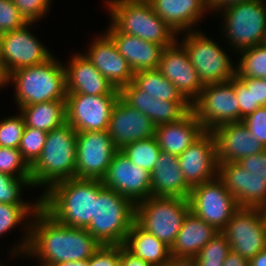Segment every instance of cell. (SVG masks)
I'll return each instance as SVG.
<instances>
[{"label": "cell", "instance_id": "ee69618b", "mask_svg": "<svg viewBox=\"0 0 266 266\" xmlns=\"http://www.w3.org/2000/svg\"><path fill=\"white\" fill-rule=\"evenodd\" d=\"M27 22H37L49 11L51 0H12ZM44 16V17H43Z\"/></svg>", "mask_w": 266, "mask_h": 266}, {"label": "cell", "instance_id": "ffe728a7", "mask_svg": "<svg viewBox=\"0 0 266 266\" xmlns=\"http://www.w3.org/2000/svg\"><path fill=\"white\" fill-rule=\"evenodd\" d=\"M217 177L239 207L260 208L266 204V179L253 176L237 162L218 163Z\"/></svg>", "mask_w": 266, "mask_h": 266}, {"label": "cell", "instance_id": "8992f818", "mask_svg": "<svg viewBox=\"0 0 266 266\" xmlns=\"http://www.w3.org/2000/svg\"><path fill=\"white\" fill-rule=\"evenodd\" d=\"M110 20L120 32L168 47L178 38L174 31L155 13L148 1H105Z\"/></svg>", "mask_w": 266, "mask_h": 266}, {"label": "cell", "instance_id": "f907efd6", "mask_svg": "<svg viewBox=\"0 0 266 266\" xmlns=\"http://www.w3.org/2000/svg\"><path fill=\"white\" fill-rule=\"evenodd\" d=\"M245 1L248 0H207L206 2L209 11L211 12L216 11V13H218L219 11L227 7L240 4L241 2Z\"/></svg>", "mask_w": 266, "mask_h": 266}, {"label": "cell", "instance_id": "f546056e", "mask_svg": "<svg viewBox=\"0 0 266 266\" xmlns=\"http://www.w3.org/2000/svg\"><path fill=\"white\" fill-rule=\"evenodd\" d=\"M25 126L46 132L66 123V101H48L19 108Z\"/></svg>", "mask_w": 266, "mask_h": 266}, {"label": "cell", "instance_id": "484cf974", "mask_svg": "<svg viewBox=\"0 0 266 266\" xmlns=\"http://www.w3.org/2000/svg\"><path fill=\"white\" fill-rule=\"evenodd\" d=\"M191 187L186 183L178 156L160 152L151 172V196L189 198Z\"/></svg>", "mask_w": 266, "mask_h": 266}, {"label": "cell", "instance_id": "c3c4849f", "mask_svg": "<svg viewBox=\"0 0 266 266\" xmlns=\"http://www.w3.org/2000/svg\"><path fill=\"white\" fill-rule=\"evenodd\" d=\"M253 107L266 106V79L252 78Z\"/></svg>", "mask_w": 266, "mask_h": 266}, {"label": "cell", "instance_id": "8d00e7d4", "mask_svg": "<svg viewBox=\"0 0 266 266\" xmlns=\"http://www.w3.org/2000/svg\"><path fill=\"white\" fill-rule=\"evenodd\" d=\"M230 251L228 240L219 232L194 257L196 266H222Z\"/></svg>", "mask_w": 266, "mask_h": 266}, {"label": "cell", "instance_id": "91938a15", "mask_svg": "<svg viewBox=\"0 0 266 266\" xmlns=\"http://www.w3.org/2000/svg\"><path fill=\"white\" fill-rule=\"evenodd\" d=\"M39 266H51V265H47V264L40 263Z\"/></svg>", "mask_w": 266, "mask_h": 266}, {"label": "cell", "instance_id": "9c48e42d", "mask_svg": "<svg viewBox=\"0 0 266 266\" xmlns=\"http://www.w3.org/2000/svg\"><path fill=\"white\" fill-rule=\"evenodd\" d=\"M180 42L186 49L203 85L228 82L236 76V67L229 55L213 39L199 30L182 33Z\"/></svg>", "mask_w": 266, "mask_h": 266}, {"label": "cell", "instance_id": "9f6ffc18", "mask_svg": "<svg viewBox=\"0 0 266 266\" xmlns=\"http://www.w3.org/2000/svg\"><path fill=\"white\" fill-rule=\"evenodd\" d=\"M53 266H89L88 265V260H84V261H69V262H64V263H57Z\"/></svg>", "mask_w": 266, "mask_h": 266}, {"label": "cell", "instance_id": "7dc6e473", "mask_svg": "<svg viewBox=\"0 0 266 266\" xmlns=\"http://www.w3.org/2000/svg\"><path fill=\"white\" fill-rule=\"evenodd\" d=\"M237 163L253 176L266 179V149L261 153L243 157Z\"/></svg>", "mask_w": 266, "mask_h": 266}, {"label": "cell", "instance_id": "d4e9b609", "mask_svg": "<svg viewBox=\"0 0 266 266\" xmlns=\"http://www.w3.org/2000/svg\"><path fill=\"white\" fill-rule=\"evenodd\" d=\"M148 2L176 35H180L183 31L186 33L195 30L196 23L209 12L206 0H148Z\"/></svg>", "mask_w": 266, "mask_h": 266}, {"label": "cell", "instance_id": "db71d44e", "mask_svg": "<svg viewBox=\"0 0 266 266\" xmlns=\"http://www.w3.org/2000/svg\"><path fill=\"white\" fill-rule=\"evenodd\" d=\"M248 262L249 266H266V248L258 252Z\"/></svg>", "mask_w": 266, "mask_h": 266}, {"label": "cell", "instance_id": "f5cc1de1", "mask_svg": "<svg viewBox=\"0 0 266 266\" xmlns=\"http://www.w3.org/2000/svg\"><path fill=\"white\" fill-rule=\"evenodd\" d=\"M164 266H196L194 257H177L170 255Z\"/></svg>", "mask_w": 266, "mask_h": 266}, {"label": "cell", "instance_id": "e575fe53", "mask_svg": "<svg viewBox=\"0 0 266 266\" xmlns=\"http://www.w3.org/2000/svg\"><path fill=\"white\" fill-rule=\"evenodd\" d=\"M31 178H16L0 172V203L12 205H41V197L34 203L23 201L22 192L24 187H31Z\"/></svg>", "mask_w": 266, "mask_h": 266}, {"label": "cell", "instance_id": "e0dca14e", "mask_svg": "<svg viewBox=\"0 0 266 266\" xmlns=\"http://www.w3.org/2000/svg\"><path fill=\"white\" fill-rule=\"evenodd\" d=\"M181 171L192 188L211 181L218 175L216 141L210 131H205L179 156Z\"/></svg>", "mask_w": 266, "mask_h": 266}, {"label": "cell", "instance_id": "7a4b0ae2", "mask_svg": "<svg viewBox=\"0 0 266 266\" xmlns=\"http://www.w3.org/2000/svg\"><path fill=\"white\" fill-rule=\"evenodd\" d=\"M40 197L41 207L57 222L86 229L94 217L98 180L76 177L63 180L53 184Z\"/></svg>", "mask_w": 266, "mask_h": 266}, {"label": "cell", "instance_id": "681fc988", "mask_svg": "<svg viewBox=\"0 0 266 266\" xmlns=\"http://www.w3.org/2000/svg\"><path fill=\"white\" fill-rule=\"evenodd\" d=\"M119 266H152L145 260L132 255L123 245H120Z\"/></svg>", "mask_w": 266, "mask_h": 266}, {"label": "cell", "instance_id": "cb8c5ba5", "mask_svg": "<svg viewBox=\"0 0 266 266\" xmlns=\"http://www.w3.org/2000/svg\"><path fill=\"white\" fill-rule=\"evenodd\" d=\"M105 33L127 60L133 73L158 69L163 46L120 32L112 23Z\"/></svg>", "mask_w": 266, "mask_h": 266}, {"label": "cell", "instance_id": "4dcf8cb0", "mask_svg": "<svg viewBox=\"0 0 266 266\" xmlns=\"http://www.w3.org/2000/svg\"><path fill=\"white\" fill-rule=\"evenodd\" d=\"M41 207V205H12V204H4L0 203V236H3V234L9 232L13 227H18L19 224L23 223V227L25 230V237L23 236L18 242V244L15 245V247L11 248V256L16 254L19 255L25 254V251L28 246L29 237H30V227H31V221H28L24 223V221L30 220V216H33L34 213Z\"/></svg>", "mask_w": 266, "mask_h": 266}, {"label": "cell", "instance_id": "ac0fdd59", "mask_svg": "<svg viewBox=\"0 0 266 266\" xmlns=\"http://www.w3.org/2000/svg\"><path fill=\"white\" fill-rule=\"evenodd\" d=\"M158 70L176 86L190 104L201 94L204 85L180 40L178 42L177 39L163 49Z\"/></svg>", "mask_w": 266, "mask_h": 266}, {"label": "cell", "instance_id": "816d5d0a", "mask_svg": "<svg viewBox=\"0 0 266 266\" xmlns=\"http://www.w3.org/2000/svg\"><path fill=\"white\" fill-rule=\"evenodd\" d=\"M222 266H249V262L237 252L231 250Z\"/></svg>", "mask_w": 266, "mask_h": 266}, {"label": "cell", "instance_id": "7c38bea8", "mask_svg": "<svg viewBox=\"0 0 266 266\" xmlns=\"http://www.w3.org/2000/svg\"><path fill=\"white\" fill-rule=\"evenodd\" d=\"M221 233L231 250L248 261L266 248V226L259 208L239 207Z\"/></svg>", "mask_w": 266, "mask_h": 266}, {"label": "cell", "instance_id": "3957f363", "mask_svg": "<svg viewBox=\"0 0 266 266\" xmlns=\"http://www.w3.org/2000/svg\"><path fill=\"white\" fill-rule=\"evenodd\" d=\"M77 132L66 122L47 132L38 159L30 166L32 187H46L76 177ZM40 185V186H39Z\"/></svg>", "mask_w": 266, "mask_h": 266}, {"label": "cell", "instance_id": "5bb4252c", "mask_svg": "<svg viewBox=\"0 0 266 266\" xmlns=\"http://www.w3.org/2000/svg\"><path fill=\"white\" fill-rule=\"evenodd\" d=\"M117 151L108 131L77 132L76 178L102 180Z\"/></svg>", "mask_w": 266, "mask_h": 266}, {"label": "cell", "instance_id": "60d3db41", "mask_svg": "<svg viewBox=\"0 0 266 266\" xmlns=\"http://www.w3.org/2000/svg\"><path fill=\"white\" fill-rule=\"evenodd\" d=\"M120 97L131 107L139 110L152 120L153 97L140 90L133 82L120 90Z\"/></svg>", "mask_w": 266, "mask_h": 266}, {"label": "cell", "instance_id": "f6af8a7d", "mask_svg": "<svg viewBox=\"0 0 266 266\" xmlns=\"http://www.w3.org/2000/svg\"><path fill=\"white\" fill-rule=\"evenodd\" d=\"M250 132L251 136L266 147V106L258 107L252 114L242 119Z\"/></svg>", "mask_w": 266, "mask_h": 266}, {"label": "cell", "instance_id": "7bdbcfd3", "mask_svg": "<svg viewBox=\"0 0 266 266\" xmlns=\"http://www.w3.org/2000/svg\"><path fill=\"white\" fill-rule=\"evenodd\" d=\"M28 23L12 0H0V32L21 28Z\"/></svg>", "mask_w": 266, "mask_h": 266}, {"label": "cell", "instance_id": "d6a6232c", "mask_svg": "<svg viewBox=\"0 0 266 266\" xmlns=\"http://www.w3.org/2000/svg\"><path fill=\"white\" fill-rule=\"evenodd\" d=\"M236 76L266 79V43L237 52ZM240 53V54H239Z\"/></svg>", "mask_w": 266, "mask_h": 266}, {"label": "cell", "instance_id": "9a60e30c", "mask_svg": "<svg viewBox=\"0 0 266 266\" xmlns=\"http://www.w3.org/2000/svg\"><path fill=\"white\" fill-rule=\"evenodd\" d=\"M32 24L28 22L21 28L2 33L0 61L8 73L43 63L53 55L30 32Z\"/></svg>", "mask_w": 266, "mask_h": 266}, {"label": "cell", "instance_id": "83f0119b", "mask_svg": "<svg viewBox=\"0 0 266 266\" xmlns=\"http://www.w3.org/2000/svg\"><path fill=\"white\" fill-rule=\"evenodd\" d=\"M220 231L189 211L183 220L182 228L170 248V255L195 257L199 251Z\"/></svg>", "mask_w": 266, "mask_h": 266}, {"label": "cell", "instance_id": "f35d334b", "mask_svg": "<svg viewBox=\"0 0 266 266\" xmlns=\"http://www.w3.org/2000/svg\"><path fill=\"white\" fill-rule=\"evenodd\" d=\"M0 172L16 178H31V170L17 148L0 147Z\"/></svg>", "mask_w": 266, "mask_h": 266}, {"label": "cell", "instance_id": "603a6c76", "mask_svg": "<svg viewBox=\"0 0 266 266\" xmlns=\"http://www.w3.org/2000/svg\"><path fill=\"white\" fill-rule=\"evenodd\" d=\"M216 141L218 163L238 162L263 152L264 147L243 122L224 124L211 131Z\"/></svg>", "mask_w": 266, "mask_h": 266}, {"label": "cell", "instance_id": "2e32d148", "mask_svg": "<svg viewBox=\"0 0 266 266\" xmlns=\"http://www.w3.org/2000/svg\"><path fill=\"white\" fill-rule=\"evenodd\" d=\"M101 181L134 204L151 196V173L133 164L121 150L114 154Z\"/></svg>", "mask_w": 266, "mask_h": 266}, {"label": "cell", "instance_id": "bcb514c9", "mask_svg": "<svg viewBox=\"0 0 266 266\" xmlns=\"http://www.w3.org/2000/svg\"><path fill=\"white\" fill-rule=\"evenodd\" d=\"M120 245H101L95 254L88 259L89 266H118Z\"/></svg>", "mask_w": 266, "mask_h": 266}, {"label": "cell", "instance_id": "836d02e7", "mask_svg": "<svg viewBox=\"0 0 266 266\" xmlns=\"http://www.w3.org/2000/svg\"><path fill=\"white\" fill-rule=\"evenodd\" d=\"M130 161L148 172H152L161 149L155 137L132 142L121 149Z\"/></svg>", "mask_w": 266, "mask_h": 266}, {"label": "cell", "instance_id": "5b68a950", "mask_svg": "<svg viewBox=\"0 0 266 266\" xmlns=\"http://www.w3.org/2000/svg\"><path fill=\"white\" fill-rule=\"evenodd\" d=\"M135 221V204L98 180L94 217L86 230L101 245H123Z\"/></svg>", "mask_w": 266, "mask_h": 266}, {"label": "cell", "instance_id": "74e56055", "mask_svg": "<svg viewBox=\"0 0 266 266\" xmlns=\"http://www.w3.org/2000/svg\"><path fill=\"white\" fill-rule=\"evenodd\" d=\"M46 135V131L25 126L18 149L29 166L40 156L46 142Z\"/></svg>", "mask_w": 266, "mask_h": 266}, {"label": "cell", "instance_id": "277c9868", "mask_svg": "<svg viewBox=\"0 0 266 266\" xmlns=\"http://www.w3.org/2000/svg\"><path fill=\"white\" fill-rule=\"evenodd\" d=\"M52 55L47 61L9 73L17 108L48 101H66L64 65Z\"/></svg>", "mask_w": 266, "mask_h": 266}, {"label": "cell", "instance_id": "1f68e13d", "mask_svg": "<svg viewBox=\"0 0 266 266\" xmlns=\"http://www.w3.org/2000/svg\"><path fill=\"white\" fill-rule=\"evenodd\" d=\"M148 95L164 101H187L176 86L165 78L158 69L135 73L132 81Z\"/></svg>", "mask_w": 266, "mask_h": 266}, {"label": "cell", "instance_id": "ba28073f", "mask_svg": "<svg viewBox=\"0 0 266 266\" xmlns=\"http://www.w3.org/2000/svg\"><path fill=\"white\" fill-rule=\"evenodd\" d=\"M223 36L234 52L254 47L266 41V2L248 0L221 11ZM225 34V35H224ZM234 47V48H233ZM238 51H237V50Z\"/></svg>", "mask_w": 266, "mask_h": 266}, {"label": "cell", "instance_id": "52a82bcc", "mask_svg": "<svg viewBox=\"0 0 266 266\" xmlns=\"http://www.w3.org/2000/svg\"><path fill=\"white\" fill-rule=\"evenodd\" d=\"M189 211L186 198L150 196L135 204V221L171 248Z\"/></svg>", "mask_w": 266, "mask_h": 266}, {"label": "cell", "instance_id": "6f0895ef", "mask_svg": "<svg viewBox=\"0 0 266 266\" xmlns=\"http://www.w3.org/2000/svg\"><path fill=\"white\" fill-rule=\"evenodd\" d=\"M259 209H260V212L262 214V218L264 220V224L266 226V204L262 205Z\"/></svg>", "mask_w": 266, "mask_h": 266}, {"label": "cell", "instance_id": "680465c9", "mask_svg": "<svg viewBox=\"0 0 266 266\" xmlns=\"http://www.w3.org/2000/svg\"><path fill=\"white\" fill-rule=\"evenodd\" d=\"M1 45H2V33L0 32V55H1Z\"/></svg>", "mask_w": 266, "mask_h": 266}, {"label": "cell", "instance_id": "d6986e66", "mask_svg": "<svg viewBox=\"0 0 266 266\" xmlns=\"http://www.w3.org/2000/svg\"><path fill=\"white\" fill-rule=\"evenodd\" d=\"M107 131L116 148L121 150L132 142L155 137L156 125L147 115L119 97L113 107Z\"/></svg>", "mask_w": 266, "mask_h": 266}, {"label": "cell", "instance_id": "6da1fadb", "mask_svg": "<svg viewBox=\"0 0 266 266\" xmlns=\"http://www.w3.org/2000/svg\"><path fill=\"white\" fill-rule=\"evenodd\" d=\"M31 219L25 255L35 256L39 263L53 266L57 263L88 260L101 247L86 229L63 225L42 207Z\"/></svg>", "mask_w": 266, "mask_h": 266}, {"label": "cell", "instance_id": "d590c367", "mask_svg": "<svg viewBox=\"0 0 266 266\" xmlns=\"http://www.w3.org/2000/svg\"><path fill=\"white\" fill-rule=\"evenodd\" d=\"M192 110L188 101H164L153 99L152 121L158 126L176 122Z\"/></svg>", "mask_w": 266, "mask_h": 266}, {"label": "cell", "instance_id": "7402d4cb", "mask_svg": "<svg viewBox=\"0 0 266 266\" xmlns=\"http://www.w3.org/2000/svg\"><path fill=\"white\" fill-rule=\"evenodd\" d=\"M64 64L67 94L120 95L85 54L76 53Z\"/></svg>", "mask_w": 266, "mask_h": 266}, {"label": "cell", "instance_id": "4316f807", "mask_svg": "<svg viewBox=\"0 0 266 266\" xmlns=\"http://www.w3.org/2000/svg\"><path fill=\"white\" fill-rule=\"evenodd\" d=\"M205 132L191 110L176 122L156 126L155 138L162 152L179 156Z\"/></svg>", "mask_w": 266, "mask_h": 266}, {"label": "cell", "instance_id": "11a10c76", "mask_svg": "<svg viewBox=\"0 0 266 266\" xmlns=\"http://www.w3.org/2000/svg\"><path fill=\"white\" fill-rule=\"evenodd\" d=\"M9 83V73L7 72L5 65L0 61V87H4ZM1 89V88H0Z\"/></svg>", "mask_w": 266, "mask_h": 266}, {"label": "cell", "instance_id": "30bf717a", "mask_svg": "<svg viewBox=\"0 0 266 266\" xmlns=\"http://www.w3.org/2000/svg\"><path fill=\"white\" fill-rule=\"evenodd\" d=\"M191 108L205 131L211 132L224 124L239 122V103L235 94L234 78L228 82L204 85Z\"/></svg>", "mask_w": 266, "mask_h": 266}, {"label": "cell", "instance_id": "4fadbf2b", "mask_svg": "<svg viewBox=\"0 0 266 266\" xmlns=\"http://www.w3.org/2000/svg\"><path fill=\"white\" fill-rule=\"evenodd\" d=\"M120 95H66V122L76 131H107Z\"/></svg>", "mask_w": 266, "mask_h": 266}, {"label": "cell", "instance_id": "ab89813d", "mask_svg": "<svg viewBox=\"0 0 266 266\" xmlns=\"http://www.w3.org/2000/svg\"><path fill=\"white\" fill-rule=\"evenodd\" d=\"M25 129L24 117L21 113L8 116L0 121V147L17 148Z\"/></svg>", "mask_w": 266, "mask_h": 266}, {"label": "cell", "instance_id": "b9f144b4", "mask_svg": "<svg viewBox=\"0 0 266 266\" xmlns=\"http://www.w3.org/2000/svg\"><path fill=\"white\" fill-rule=\"evenodd\" d=\"M235 94L239 103V122L252 114L258 107H253L252 78L234 77Z\"/></svg>", "mask_w": 266, "mask_h": 266}, {"label": "cell", "instance_id": "f1b7e54d", "mask_svg": "<svg viewBox=\"0 0 266 266\" xmlns=\"http://www.w3.org/2000/svg\"><path fill=\"white\" fill-rule=\"evenodd\" d=\"M123 247L152 266H164L170 258V248L136 221L133 222Z\"/></svg>", "mask_w": 266, "mask_h": 266}, {"label": "cell", "instance_id": "44dd1931", "mask_svg": "<svg viewBox=\"0 0 266 266\" xmlns=\"http://www.w3.org/2000/svg\"><path fill=\"white\" fill-rule=\"evenodd\" d=\"M96 37L84 54L115 89L121 90L133 81V70L105 32Z\"/></svg>", "mask_w": 266, "mask_h": 266}, {"label": "cell", "instance_id": "8fae6325", "mask_svg": "<svg viewBox=\"0 0 266 266\" xmlns=\"http://www.w3.org/2000/svg\"><path fill=\"white\" fill-rule=\"evenodd\" d=\"M188 200L190 211L220 232L239 208L218 177L192 187Z\"/></svg>", "mask_w": 266, "mask_h": 266}]
</instances>
